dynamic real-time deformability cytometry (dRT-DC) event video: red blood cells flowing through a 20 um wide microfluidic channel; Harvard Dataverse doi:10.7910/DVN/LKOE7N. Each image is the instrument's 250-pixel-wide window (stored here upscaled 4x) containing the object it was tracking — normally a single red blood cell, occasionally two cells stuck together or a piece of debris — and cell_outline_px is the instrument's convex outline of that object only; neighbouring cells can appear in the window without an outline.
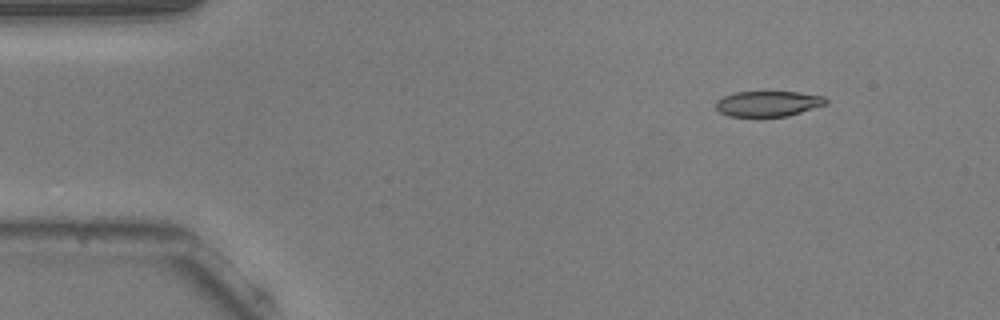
{"species": "common noctule bat (a hibernating species)", "species_latin": "Nyctalus noctula", "temperature_condition": "warm", "stored_images_in_passage": 37, "camera_frame_rate_fps": 3000, "um_per_image_px": 0.085, "animal": {"sex": "male", "body_mass_g": 20.5, "forearm_length_mm": 52.5}, "frame": {"image": 1, "passage_image": 1, "time_ms": 0.0, "image_size_px": [1000, 320], "cell_outline_px": [[828, 100], [824, 104], [788, 116], [728, 116], [720, 112], [716, 108], [716, 100], [724, 96], [736, 92], [800, 92], [824, 96]], "centroid_in_image_um": [65.26, 8.8], "position_along_channel_um": 19.7, "area_um2": 16.13}}
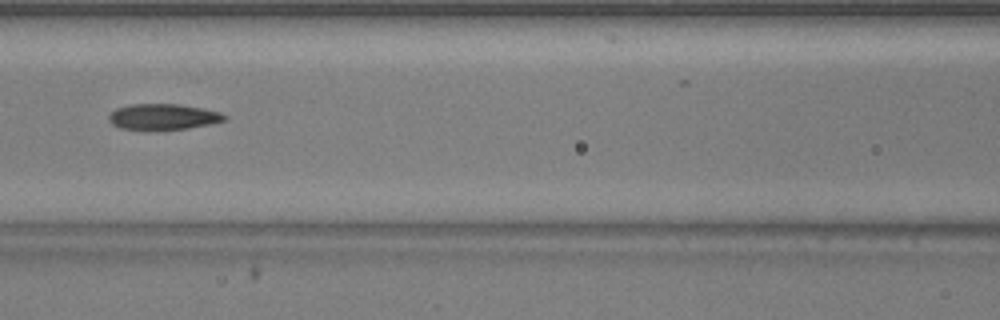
{"frame": {"image": 2, "passage_image": 18, "time_ms": 5.667, "image_size_px": [1000, 320], "cell_outline_px": [[228, 116], [224, 120], [208, 124], [188, 128], [148, 132], [120, 128], [112, 124], [108, 120], [108, 116], [116, 108], [128, 104], [176, 104], [200, 108], [220, 112]], "centroid_in_image_um": [13.79, 9.95], "position_along_channel_um": 152.8, "area_um2": 17.8}}
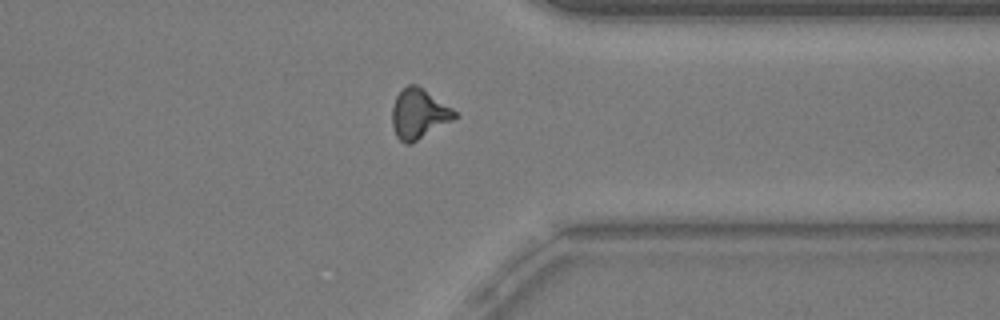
{"frame": {"image": 3, "passage_image": 36, "time_ms": 11.667, "image_size_px": [1000, 320], "cell_outline_px": [[460, 116], [412, 144], [404, 144], [396, 136], [392, 124], [392, 108], [396, 96], [408, 84], [416, 84], [452, 108]], "centroid_in_image_um": [35.6, 9.7], "position_along_channel_um": 375.8, "area_um2": 18.21}}